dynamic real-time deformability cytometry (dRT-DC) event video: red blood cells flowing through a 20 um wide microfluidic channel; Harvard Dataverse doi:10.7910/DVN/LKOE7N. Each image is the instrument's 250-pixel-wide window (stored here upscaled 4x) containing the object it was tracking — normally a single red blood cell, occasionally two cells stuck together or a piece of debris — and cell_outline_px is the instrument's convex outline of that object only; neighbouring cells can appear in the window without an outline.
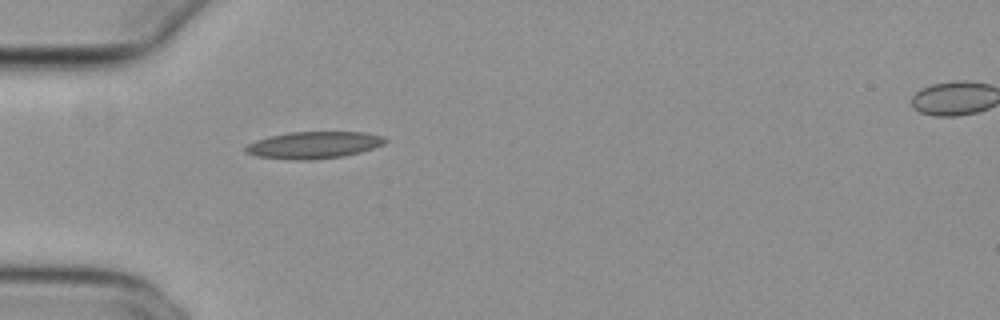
{"species": "common noctule bat (a hibernating species)", "species_latin": "Nyctalus noctula", "temperature_condition": "cold", "stored_images_in_passage": 26, "camera_frame_rate_fps": 3000, "um_per_image_px": 0.085, "animal": {"sex": "female", "body_mass_g": 29.2, "forearm_length_mm": 56.3}, "frame": {"image": 1, "passage_image": 1, "time_ms": 0.0, "image_size_px": [1000, 320], "cell_outline_px": [[388, 140], [384, 144], [360, 152], [344, 156], [312, 160], [292, 160], [256, 156], [244, 152], [244, 148], [248, 144], [256, 140], [268, 136], [288, 132], [364, 132], [384, 136]], "centroid_in_image_um": [26.65, 12.33], "position_along_channel_um": 58.3, "area_um2": 22.08}}
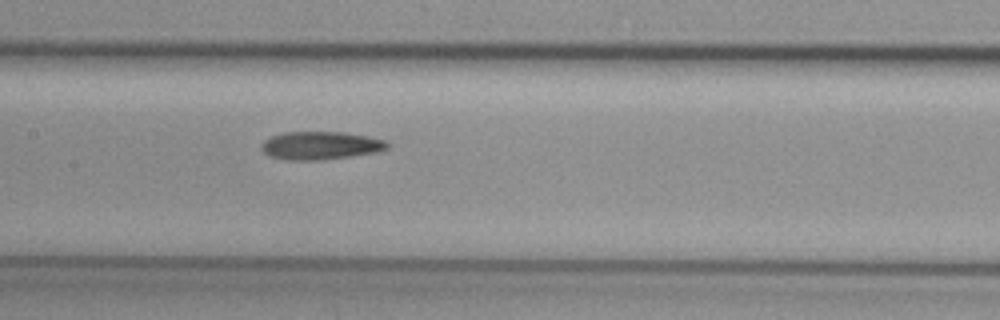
{"frame": {"image": 2, "passage_image": 11, "time_ms": 3.333, "image_size_px": [1000, 320], "cell_outline_px": [[388, 148], [380, 152], [352, 156], [320, 160], [288, 160], [272, 156], [264, 152], [260, 148], [264, 140], [272, 136], [284, 132], [344, 132], [368, 136], [384, 140], [388, 144]], "centroid_in_image_um": [27.27, 12.37], "position_along_channel_um": 180.1, "area_um2": 20.58}}
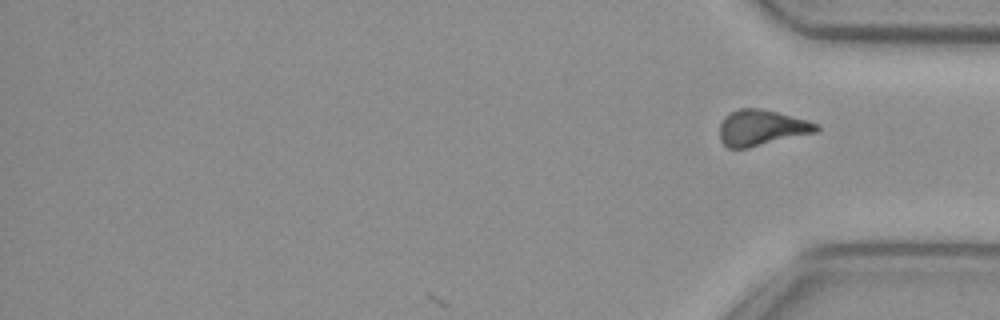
{"frame": {"image": 3, "passage_image": 26, "time_ms": 8.333, "image_size_px": [1000, 320], "cell_outline_px": [[820, 128], [816, 132], [748, 148], [728, 148], [720, 140], [720, 124], [724, 116], [740, 108], [760, 108], [808, 120], [820, 124]], "centroid_in_image_um": [64.73, 10.86], "position_along_channel_um": 370.5, "area_um2": 20.11}, "authors_computed_cell_mechanics": {"area_um2": 20.2878, "velocity_mm_per_s": 3.8237, "shape_relaxation_time_tau1_ms": null, "shape_relaxation_time_tau2_ms": 7.3028, "deformation_change_tau1": null, "deformation_change_tau2": 0.177}}